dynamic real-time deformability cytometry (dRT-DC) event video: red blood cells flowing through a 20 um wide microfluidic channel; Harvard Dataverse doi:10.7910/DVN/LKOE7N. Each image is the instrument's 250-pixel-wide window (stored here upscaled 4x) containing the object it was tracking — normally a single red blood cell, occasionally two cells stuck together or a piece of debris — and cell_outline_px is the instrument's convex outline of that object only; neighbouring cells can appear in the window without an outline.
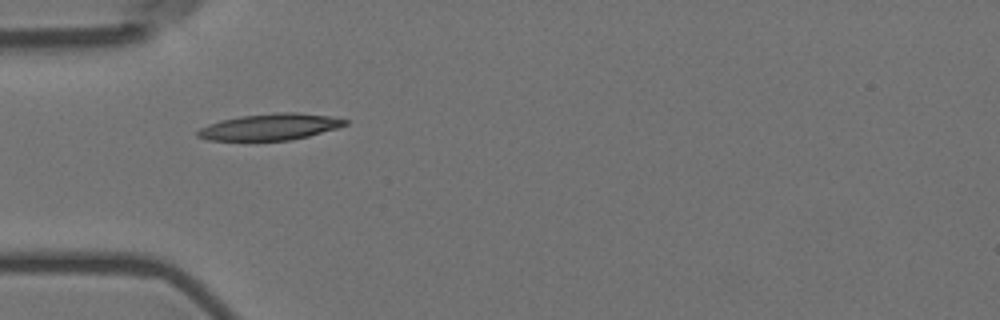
{"species": "Egyptian fruit bat (a non-hibernating species)", "species_latin": "Rousettus aegyptiacus", "temperature_condition": "room temperature", "stored_images_in_passage": 5, "camera_frame_rate_fps": 3000, "um_per_image_px": 0.085, "animal": {"sex": "female"}, "frame": {"image": 1, "passage_image": 1, "time_ms": 0.0, "image_size_px": [1000, 320], "cell_outline_px": [[348, 124], [336, 128], [308, 136], [292, 140], [208, 140], [196, 136], [196, 132], [200, 128], [208, 124], [220, 120], [240, 116], [276, 112], [296, 112], [332, 116], [348, 120]], "centroid_in_image_um": [22.95, 10.77], "position_along_channel_um": 62.0, "area_um2": 22.72}}